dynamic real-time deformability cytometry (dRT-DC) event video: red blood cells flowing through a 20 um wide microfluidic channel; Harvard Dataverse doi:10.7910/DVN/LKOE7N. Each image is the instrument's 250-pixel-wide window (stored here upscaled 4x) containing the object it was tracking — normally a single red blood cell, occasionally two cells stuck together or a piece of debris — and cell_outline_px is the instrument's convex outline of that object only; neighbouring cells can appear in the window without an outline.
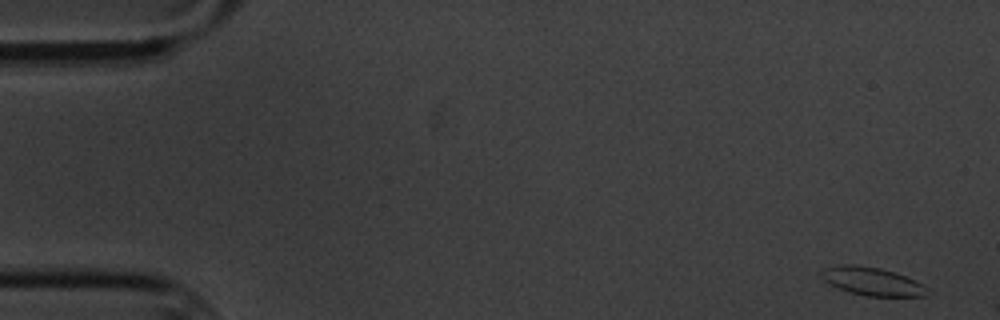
{"species": "common noctule bat (a hibernating species)", "species_latin": "Nyctalus noctula", "temperature_condition": "cold", "stored_images_in_passage": 3, "camera_frame_rate_fps": 3000, "um_per_image_px": 0.085, "animal": {"sex": "male", "body_mass_g": 20.1, "forearm_length_mm": 53.5}, "frame": {"image": 1, "passage_image": 1, "time_ms": 0.0, "image_size_px": [1000, 320], "cell_outline_px": [[932, 292], [924, 296], [864, 296], [848, 292], [836, 288], [828, 284], [824, 280], [820, 272], [824, 268], [840, 264], [856, 264], [880, 268], [916, 280]], "centroid_in_image_um": [74.1, 23.92], "position_along_channel_um": 10.9, "area_um2": 17.57}}